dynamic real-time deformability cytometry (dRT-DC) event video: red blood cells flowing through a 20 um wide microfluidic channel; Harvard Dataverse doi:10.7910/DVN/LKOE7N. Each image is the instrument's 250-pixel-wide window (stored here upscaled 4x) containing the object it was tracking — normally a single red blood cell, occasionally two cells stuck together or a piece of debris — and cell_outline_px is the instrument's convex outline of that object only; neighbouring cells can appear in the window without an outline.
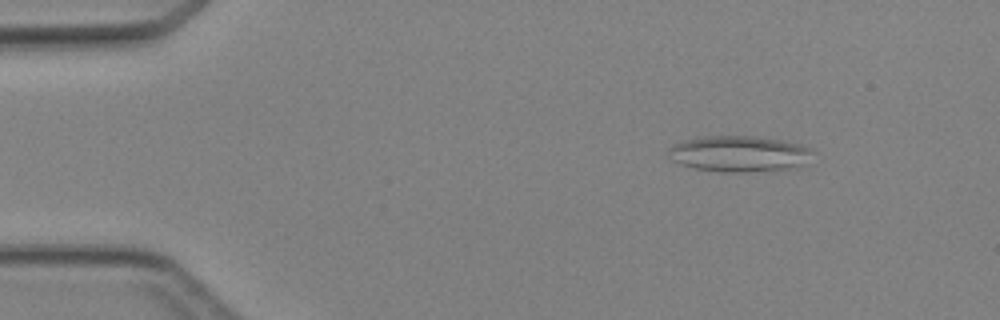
{"species": "Egyptian fruit bat (a non-hibernating species)", "species_latin": "Rousettus aegyptiacus", "temperature_condition": "cold", "stored_images_in_passage": 4, "camera_frame_rate_fps": 3000, "um_per_image_px": 0.085, "animal": {"sex": "female"}, "frame": {"image": 1, "passage_image": 2, "time_ms": 1.0, "image_size_px": [1000, 320], "cell_outline_px": [[816, 152], [804, 164], [792, 168], [776, 172], [720, 172], [696, 168], [680, 164], [672, 160], [668, 156], [668, 148], [672, 144], [696, 136], [756, 136], [784, 140], [800, 144]], "centroid_in_image_um": [62.85, 13.08], "position_along_channel_um": 22.2, "area_um2": 31.04}}